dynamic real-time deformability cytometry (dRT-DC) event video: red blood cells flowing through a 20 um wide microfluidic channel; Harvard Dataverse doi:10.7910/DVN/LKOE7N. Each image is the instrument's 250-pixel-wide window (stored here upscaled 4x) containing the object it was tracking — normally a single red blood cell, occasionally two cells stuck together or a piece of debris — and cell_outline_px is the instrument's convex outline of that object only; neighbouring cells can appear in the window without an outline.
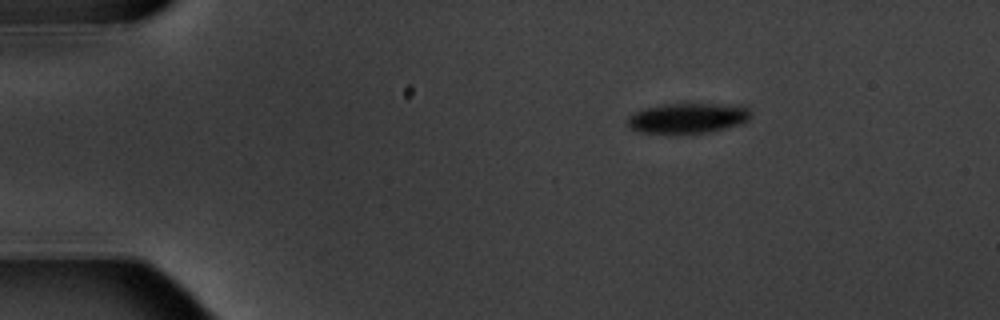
{"species": "common noctule bat (a hibernating species)", "species_latin": "Nyctalus noctula", "temperature_condition": "warm", "stored_images_in_passage": 6, "camera_frame_rate_fps": 3000, "um_per_image_px": 0.085, "animal": {"sex": "male", "body_mass_g": 20.1, "forearm_length_mm": 53.5}, "frame": {"image": 1, "passage_image": 1, "time_ms": 0.0, "image_size_px": [1000, 320], "cell_outline_px": [[752, 112], [748, 120], [724, 128], [708, 132], [636, 132], [628, 128], [628, 116], [644, 108], [664, 104], [744, 104]], "centroid_in_image_um": [58.47, 10.01], "position_along_channel_um": 26.5, "area_um2": 21.44}}
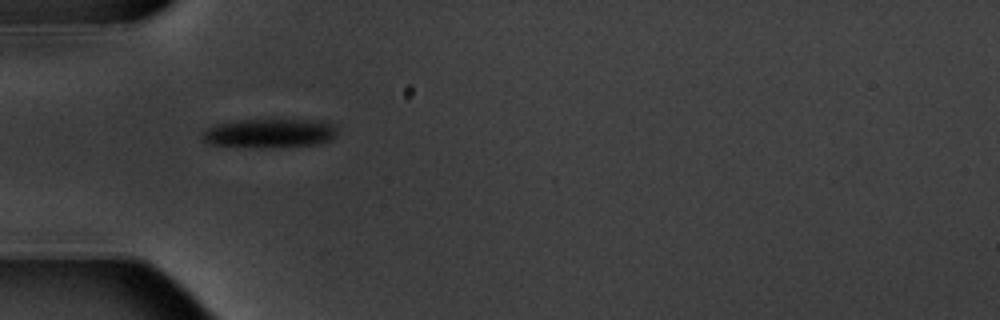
{"frame": {"image": 2, "passage_image": 3, "time_ms": 3.0, "image_size_px": [1000, 320], "cell_outline_px": [[336, 136], [332, 140], [316, 144], [268, 148], [248, 148], [208, 144], [200, 140], [200, 132], [204, 128], [216, 124], [240, 120], [308, 120], [332, 124], [336, 128]], "centroid_in_image_um": [22.79, 11.35], "position_along_channel_um": 62.2, "area_um2": 23.24}}
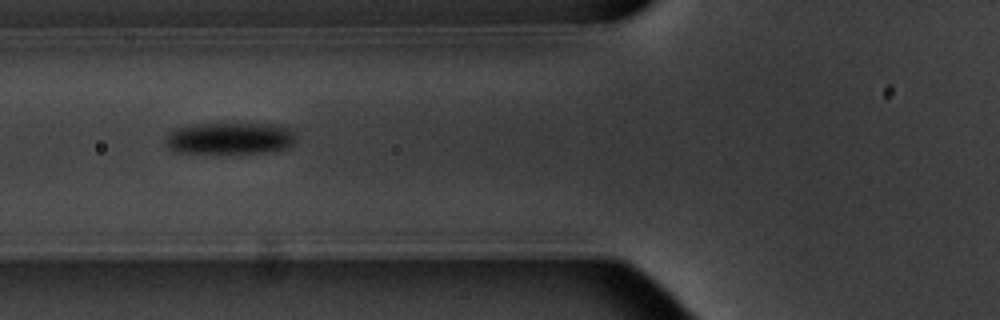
{"frame": {"image": 3, "passage_image": 4, "time_ms": 4.333, "image_size_px": [1000, 320], "cell_outline_px": [[296, 140], [288, 148], [272, 152], [180, 152], [172, 148], [168, 144], [168, 136], [176, 128], [192, 124], [272, 124], [288, 128], [292, 132]], "centroid_in_image_um": [19.63, 11.75], "position_along_channel_um": 106.2, "area_um2": 23.47}}